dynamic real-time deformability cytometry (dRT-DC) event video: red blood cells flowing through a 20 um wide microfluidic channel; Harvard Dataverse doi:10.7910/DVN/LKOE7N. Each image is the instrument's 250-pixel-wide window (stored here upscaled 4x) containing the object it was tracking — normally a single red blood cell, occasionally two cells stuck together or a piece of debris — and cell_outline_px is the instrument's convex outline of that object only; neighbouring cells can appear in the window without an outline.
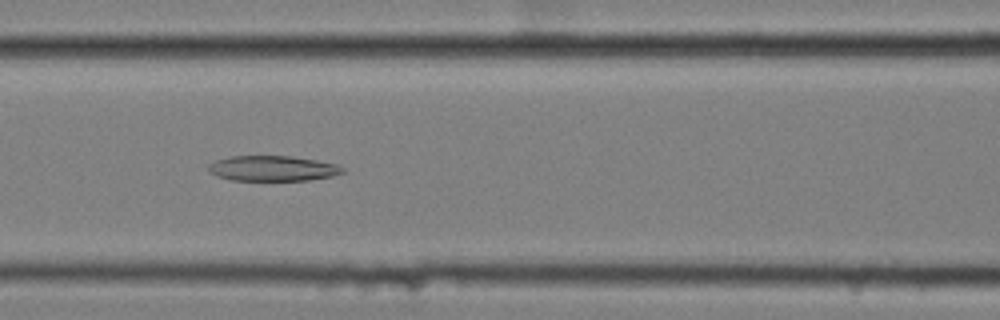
{"species": "common noctule bat (a hibernating species)", "species_latin": "Nyctalus noctula", "temperature_condition": "cold", "stored_images_in_passage": 58, "camera_frame_rate_fps": 3000, "um_per_image_px": 0.085, "animal": {"sex": "female", "body_mass_g": 25.1}, "frame": {"image": 1, "passage_image": 25, "time_ms": 8.0, "image_size_px": [1000, 320], "cell_outline_px": [[344, 172], [332, 176], [308, 180], [232, 180], [216, 176], [208, 172], [208, 164], [216, 160], [232, 156], [292, 156], [316, 160], [336, 164], [344, 168]], "centroid_in_image_um": [23.15, 14.31], "position_along_channel_um": 143.4, "area_um2": 19.77}}
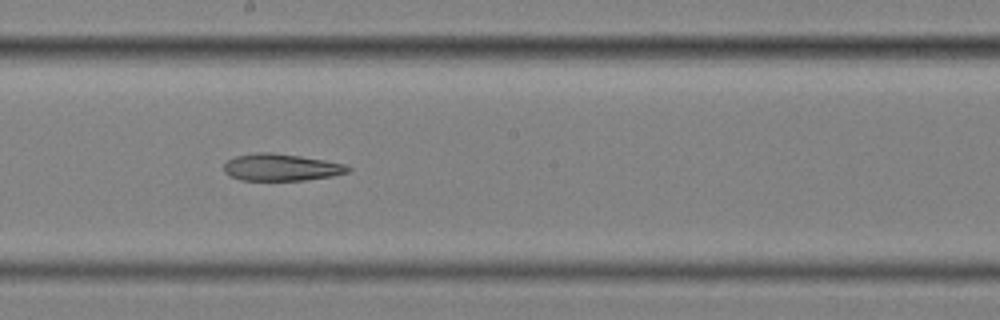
{"frame": {"image": 2, "passage_image": 32, "time_ms": 10.333, "image_size_px": [1000, 320], "cell_outline_px": [[352, 168], [348, 172], [332, 176], [304, 180], [240, 180], [228, 176], [224, 172], [224, 164], [228, 160], [236, 156], [256, 152], [272, 152], [300, 156], [324, 160], [344, 164]], "centroid_in_image_um": [23.87, 14.22], "position_along_channel_um": 224.3, "area_um2": 19.54}}
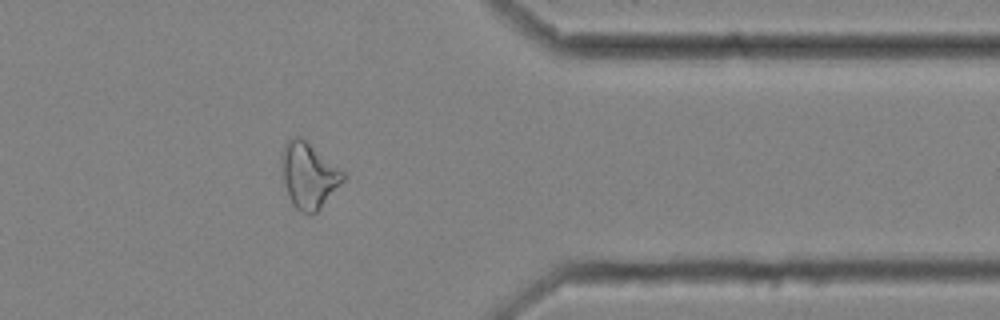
{"frame": {"image": 3, "passage_image": 47, "time_ms": 15.333, "image_size_px": [1000, 320], "cell_outline_px": [[344, 180], [320, 208], [316, 212], [300, 212], [292, 204], [284, 184], [284, 144], [292, 136], [300, 136], [340, 168], [344, 172]], "centroid_in_image_um": [26.26, 14.91], "position_along_channel_um": 385.1, "area_um2": 22.66}}